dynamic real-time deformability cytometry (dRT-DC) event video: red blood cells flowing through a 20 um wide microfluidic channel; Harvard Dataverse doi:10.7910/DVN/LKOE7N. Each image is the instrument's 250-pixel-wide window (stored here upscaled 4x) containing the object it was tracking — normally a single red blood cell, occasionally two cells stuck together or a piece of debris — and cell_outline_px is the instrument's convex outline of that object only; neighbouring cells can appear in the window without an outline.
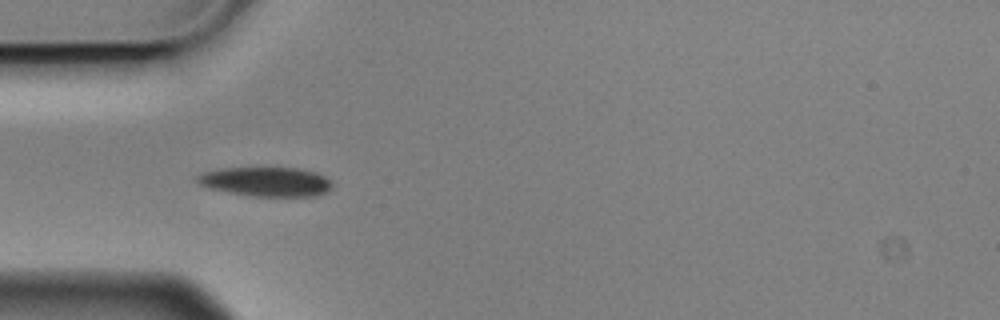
{"species": "Egyptian fruit bat (a non-hibernating species)", "species_latin": "Rousettus aegyptiacus", "temperature_condition": "cold", "stored_images_in_passage": 3, "camera_frame_rate_fps": 3000, "um_per_image_px": 0.085, "animal": {"sex": "male"}, "frame": {"image": 1, "passage_image": 3, "time_ms": 0.667, "image_size_px": [1000, 320], "cell_outline_px": [[332, 188], [328, 192], [316, 196], [252, 196], [212, 188], [200, 184], [196, 180], [196, 176], [204, 172], [224, 168], [300, 168], [316, 172], [332, 180]], "centroid_in_image_um": [22.7, 15.44], "position_along_channel_um": 62.3, "area_um2": 22.95}}